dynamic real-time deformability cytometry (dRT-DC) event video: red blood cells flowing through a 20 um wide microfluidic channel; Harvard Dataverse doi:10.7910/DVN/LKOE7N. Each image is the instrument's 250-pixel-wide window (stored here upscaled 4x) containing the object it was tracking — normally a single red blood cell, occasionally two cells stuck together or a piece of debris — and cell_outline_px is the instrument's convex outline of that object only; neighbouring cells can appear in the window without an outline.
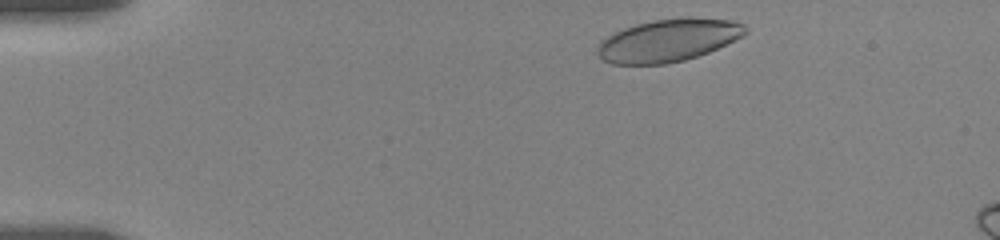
{"species": "human", "species_latin": "Homo sapiens", "temperature_condition": "room temperature", "stored_images_in_passage": 15, "camera_frame_rate_fps": 3000, "um_per_image_px": 0.085, "donor": {"sex": "female"}, "frame": {"image": 1, "passage_image": 1, "time_ms": 0.0, "image_size_px": [1000, 240], "cell_outline_px": [[748, 32], [744, 36], [708, 52], [684, 60], [664, 64], [612, 64], [604, 60], [596, 52], [596, 48], [600, 40], [624, 28], [636, 24], [652, 20], [684, 16], [688, 16], [732, 20], [744, 24], [748, 28]], "centroid_in_image_um": [56.83, 3.41], "position_along_channel_um": 28.2, "area_um2": 36.99}}
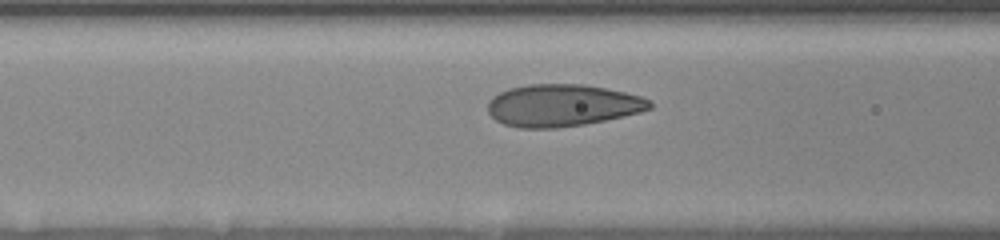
{"frame": {"image": 2, "passage_image": 11, "time_ms": 4.667, "image_size_px": [1000, 240], "cell_outline_px": [[652, 108], [640, 112], [624, 116], [584, 124], [556, 128], [520, 128], [504, 124], [496, 120], [488, 112], [488, 104], [492, 96], [508, 88], [528, 84], [584, 84], [624, 92], [640, 96], [648, 100], [652, 104]], "centroid_in_image_um": [47.77, 8.95], "position_along_channel_um": 118.8, "area_um2": 39.65}}
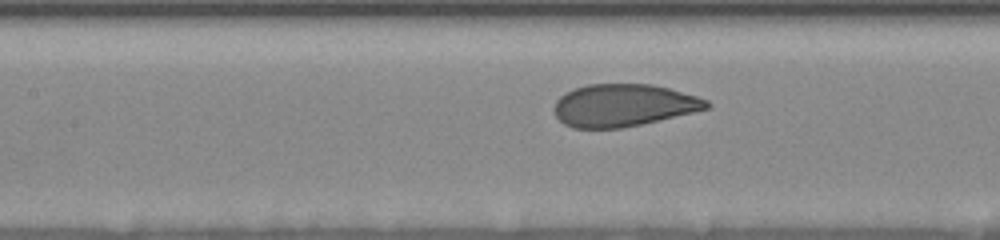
{"frame": {"image": 3, "passage_image": 13, "time_ms": 5.667, "image_size_px": [1000, 240], "cell_outline_px": [[712, 104], [708, 108], [692, 112], [640, 124], [620, 128], [572, 128], [564, 124], [556, 116], [552, 108], [556, 100], [564, 92], [588, 84], [652, 84], [668, 88], [696, 96], [708, 100]], "centroid_in_image_um": [52.94, 8.94], "position_along_channel_um": 154.5, "area_um2": 37.51}}